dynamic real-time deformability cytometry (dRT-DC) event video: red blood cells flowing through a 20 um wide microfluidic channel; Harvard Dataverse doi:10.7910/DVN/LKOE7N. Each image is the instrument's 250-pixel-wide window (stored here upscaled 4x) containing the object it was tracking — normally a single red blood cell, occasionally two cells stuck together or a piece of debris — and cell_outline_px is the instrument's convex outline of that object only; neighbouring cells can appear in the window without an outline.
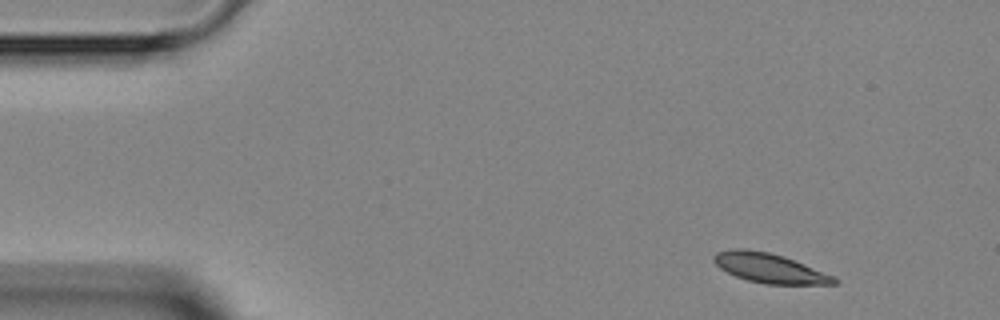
{"species": "Egyptian fruit bat (a non-hibernating species)", "species_latin": "Rousettus aegyptiacus", "temperature_condition": "room temperature", "stored_images_in_passage": 4, "camera_frame_rate_fps": 3000, "um_per_image_px": 0.085, "animal": {"sex": "female"}, "frame": {"image": 1, "passage_image": 1, "time_ms": 0.0, "image_size_px": [1000, 320], "cell_outline_px": [[840, 284], [764, 284], [748, 280], [736, 276], [720, 268], [712, 260], [712, 256], [716, 252], [732, 248], [748, 248], [768, 252], [784, 256], [836, 276], [840, 280]], "centroid_in_image_um": [65.44, 22.78], "position_along_channel_um": 19.6, "area_um2": 20.98}}